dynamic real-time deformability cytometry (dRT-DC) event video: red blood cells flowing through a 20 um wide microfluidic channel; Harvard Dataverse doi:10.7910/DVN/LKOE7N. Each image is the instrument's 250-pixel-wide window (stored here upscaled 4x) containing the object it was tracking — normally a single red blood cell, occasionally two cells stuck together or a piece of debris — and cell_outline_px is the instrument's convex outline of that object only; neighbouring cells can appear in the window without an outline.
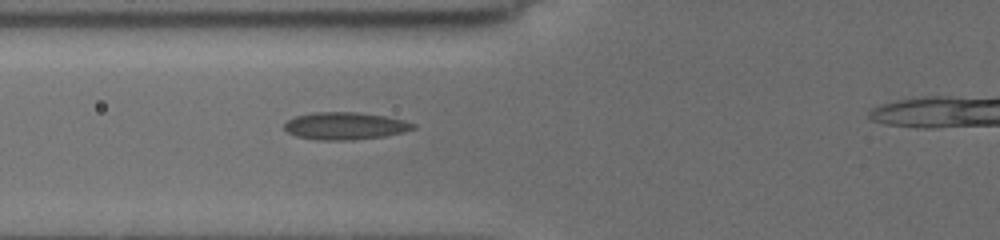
{"species": "common noctule bat (a hibernating species)", "species_latin": "Nyctalus noctula", "temperature_condition": "cold", "stored_images_in_passage": 6, "camera_frame_rate_fps": 3000, "um_per_image_px": 0.085, "animal": {"sex": "female", "body_mass_g": 19.5, "forearm_length_mm": 54.1}, "frame": {"image": 1, "passage_image": 5, "time_ms": 3.667, "image_size_px": [1000, 240], "cell_outline_px": [[416, 128], [384, 136], [352, 140], [316, 140], [296, 136], [288, 132], [284, 128], [284, 124], [288, 120], [296, 116], [316, 112], [360, 112], [384, 116], [404, 120], [416, 124]], "centroid_in_image_um": [29.32, 10.7], "position_along_channel_um": 96.5, "area_um2": 20.46}}